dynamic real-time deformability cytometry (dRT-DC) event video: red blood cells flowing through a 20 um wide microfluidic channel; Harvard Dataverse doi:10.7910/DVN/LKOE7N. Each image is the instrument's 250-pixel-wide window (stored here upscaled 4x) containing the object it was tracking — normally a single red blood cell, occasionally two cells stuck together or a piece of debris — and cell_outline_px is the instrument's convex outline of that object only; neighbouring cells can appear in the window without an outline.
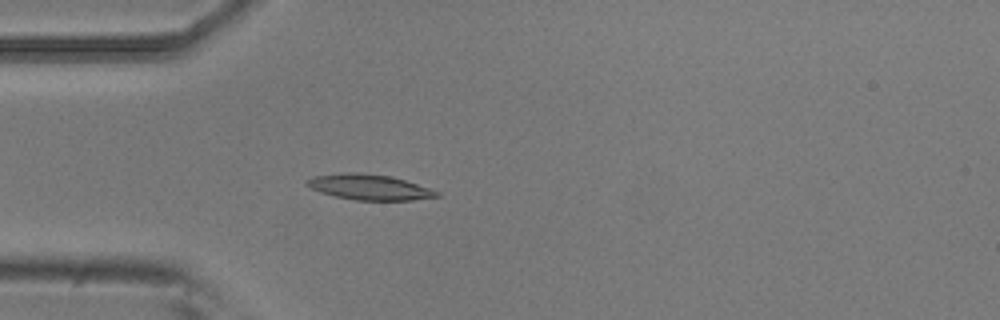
{"species": "common noctule bat (a hibernating species)", "species_latin": "Nyctalus noctula", "temperature_condition": "room temperature", "stored_images_in_passage": 5, "camera_frame_rate_fps": 3000, "um_per_image_px": 0.085, "animal": {"sex": "male", "body_mass_g": 20.5, "forearm_length_mm": 52.5}, "frame": {"image": 1, "passage_image": 5, "time_ms": 1.333, "image_size_px": [1000, 320], "cell_outline_px": [[440, 196], [412, 200], [356, 200], [336, 196], [320, 192], [304, 184], [304, 180], [312, 176], [348, 172], [356, 172], [388, 176], [404, 180], [440, 192]], "centroid_in_image_um": [31.34, 15.9], "position_along_channel_um": 53.7, "area_um2": 19.07}}